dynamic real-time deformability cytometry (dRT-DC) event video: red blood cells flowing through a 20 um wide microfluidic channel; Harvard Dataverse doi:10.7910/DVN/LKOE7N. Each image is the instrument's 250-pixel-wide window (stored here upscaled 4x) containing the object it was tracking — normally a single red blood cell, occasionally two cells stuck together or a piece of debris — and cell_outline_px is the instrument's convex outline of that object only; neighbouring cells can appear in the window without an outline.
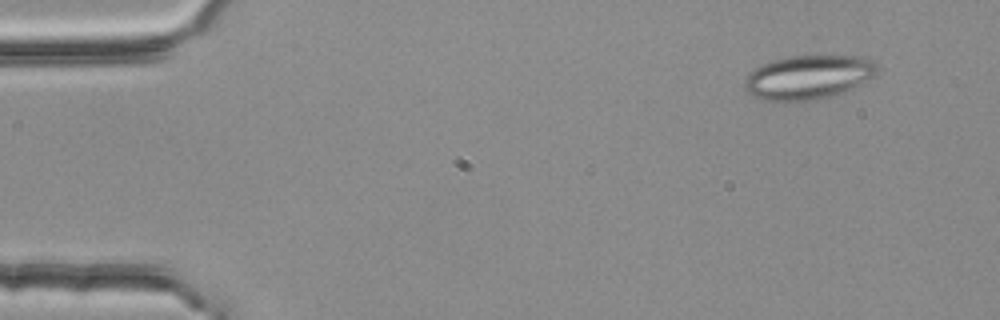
{"species": "common noctule bat (a hibernating species)", "species_latin": "Nyctalus noctula", "temperature_condition": "room temperature", "stored_images_in_passage": 3, "camera_frame_rate_fps": 3000, "um_per_image_px": 0.085, "animal": {"sex": "female", "body_mass_g": 25.1}, "frame": {"image": 1, "passage_image": 1, "time_ms": 0.0, "image_size_px": [1000, 320], "cell_outline_px": [[876, 72], [872, 76], [852, 88], [832, 96], [816, 100], [788, 104], [764, 100], [752, 96], [744, 88], [744, 80], [748, 72], [772, 60], [792, 56], [860, 56], [872, 60], [876, 64]], "centroid_in_image_um": [68.63, 6.6], "position_along_channel_um": 16.4, "area_um2": 34.39}}